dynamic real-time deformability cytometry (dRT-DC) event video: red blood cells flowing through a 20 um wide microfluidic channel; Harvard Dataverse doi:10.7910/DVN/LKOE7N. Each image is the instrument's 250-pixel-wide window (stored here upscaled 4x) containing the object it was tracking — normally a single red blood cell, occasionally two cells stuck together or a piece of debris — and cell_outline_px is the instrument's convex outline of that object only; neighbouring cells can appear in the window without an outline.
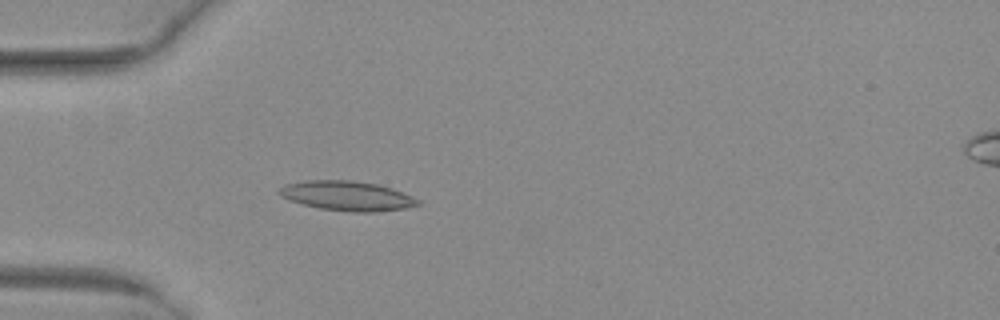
{"species": "common noctule bat (a hibernating species)", "species_latin": "Nyctalus noctula", "temperature_condition": "warm", "stored_images_in_passage": 37, "camera_frame_rate_fps": 3000, "um_per_image_px": 0.085, "animal": {"sex": "female", "body_mass_g": 29.2, "forearm_length_mm": 56.3}, "frame": {"image": 1, "passage_image": 1, "time_ms": 0.0, "image_size_px": [1000, 320], "cell_outline_px": [[420, 204], [404, 208], [372, 212], [348, 212], [320, 208], [288, 200], [280, 196], [276, 192], [284, 184], [304, 180], [352, 180], [376, 184], [392, 188], [420, 200]], "centroid_in_image_um": [29.45, 16.64], "position_along_channel_um": 55.6, "area_um2": 23.93}}
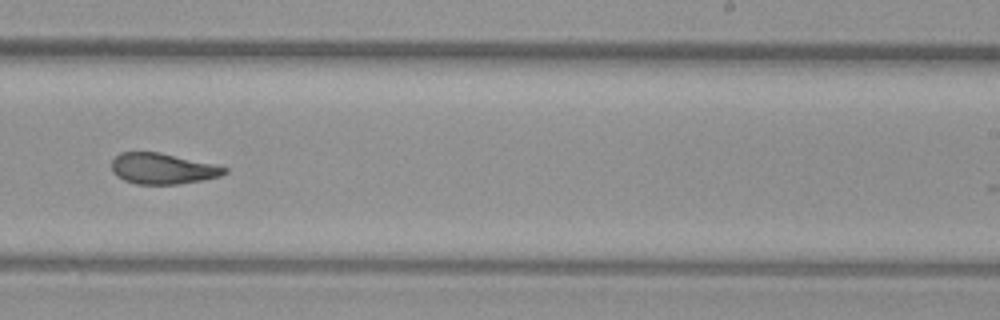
{"frame": {"image": 2, "passage_image": 18, "time_ms": 5.667, "image_size_px": [1000, 320], "cell_outline_px": [[228, 172], [220, 176], [204, 180], [180, 184], [136, 184], [124, 180], [116, 176], [112, 172], [112, 160], [120, 152], [160, 152], [216, 164], [228, 168]], "centroid_in_image_um": [13.84, 14.33], "position_along_channel_um": 275.2, "area_um2": 20.52}}
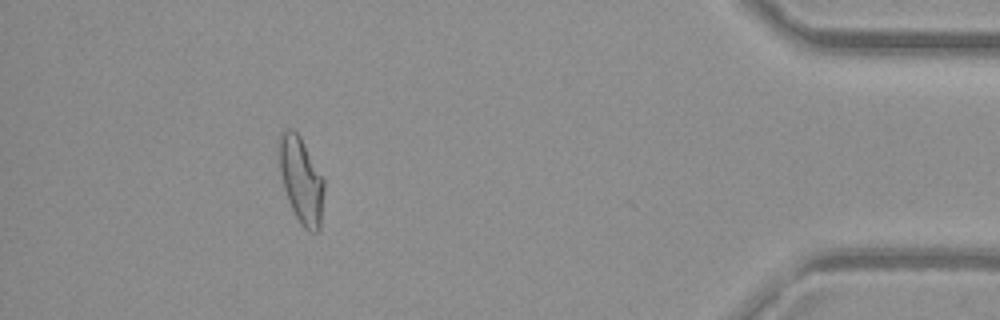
{"frame": {"image": 3, "passage_image": 32, "time_ms": 10.333, "image_size_px": [1000, 320], "cell_outline_px": [[324, 192], [320, 228], [316, 232], [308, 232], [300, 224], [288, 200], [284, 188], [280, 172], [280, 132], [288, 128], [292, 128], [300, 136], [324, 180]], "centroid_in_image_um": [25.62, 15.34], "position_along_channel_um": 409.6, "area_um2": 22.25}, "authors_computed_cell_mechanics": {"area_um2": 21.5016, "velocity_mm_per_s": 4.0362, "shape_relaxation_time_tau1_ms": null, "shape_relaxation_time_tau2_ms": 2.2462, "deformation_change_tau1": null, "deformation_change_tau2": 0.0898}}